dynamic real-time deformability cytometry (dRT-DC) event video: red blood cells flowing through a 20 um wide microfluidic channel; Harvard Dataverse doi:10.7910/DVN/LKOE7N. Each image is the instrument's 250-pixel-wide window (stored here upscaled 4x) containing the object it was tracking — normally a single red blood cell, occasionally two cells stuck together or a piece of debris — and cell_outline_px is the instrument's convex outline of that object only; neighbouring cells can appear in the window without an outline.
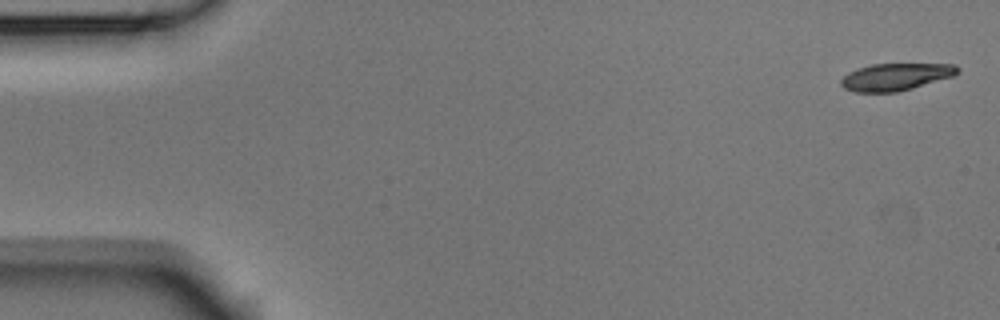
{"species": "Egyptian fruit bat (a non-hibernating species)", "species_latin": "Rousettus aegyptiacus", "temperature_condition": "room temperature", "stored_images_in_passage": 5, "camera_frame_rate_fps": 3000, "um_per_image_px": 0.085, "animal": {"sex": "male"}, "frame": {"image": 1, "passage_image": 1, "time_ms": 0.0, "image_size_px": [1000, 320], "cell_outline_px": [[960, 72], [952, 76], [912, 88], [896, 92], [856, 92], [844, 88], [840, 84], [840, 80], [848, 72], [872, 64], [956, 64], [960, 68]], "centroid_in_image_um": [76.14, 6.53], "position_along_channel_um": 8.9, "area_um2": 18.32}}
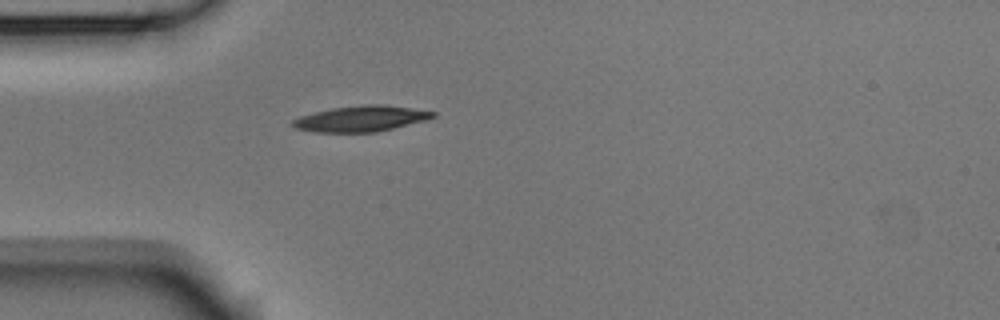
{"frame": {"image": 2, "passage_image": 5, "time_ms": 1.333, "image_size_px": [1000, 320], "cell_outline_px": [[436, 116], [424, 120], [376, 132], [316, 132], [296, 128], [288, 124], [292, 120], [300, 116], [332, 108], [364, 104], [384, 104], [436, 112]], "centroid_in_image_um": [30.64, 10.08], "position_along_channel_um": 54.4, "area_um2": 20.87}}